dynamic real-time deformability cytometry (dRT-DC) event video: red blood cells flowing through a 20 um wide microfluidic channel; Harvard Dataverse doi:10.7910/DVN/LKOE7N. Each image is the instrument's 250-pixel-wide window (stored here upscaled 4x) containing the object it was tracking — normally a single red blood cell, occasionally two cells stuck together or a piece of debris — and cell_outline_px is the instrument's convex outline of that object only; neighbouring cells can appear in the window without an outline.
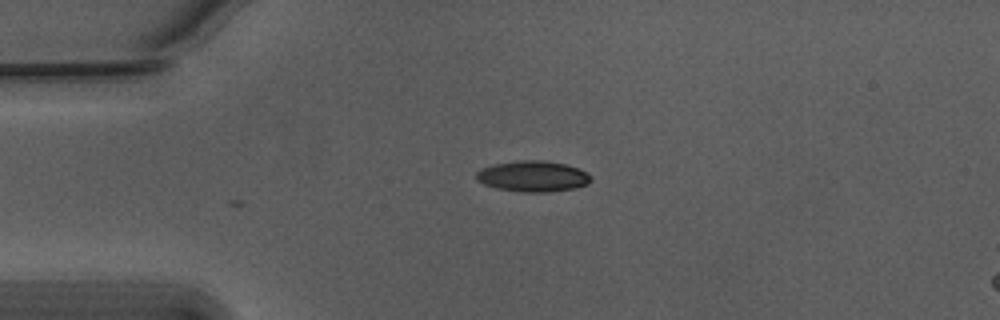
{"species": "Egyptian fruit bat (a non-hibernating species)", "species_latin": "Rousettus aegyptiacus", "temperature_condition": "warm", "stored_images_in_passage": 21, "camera_frame_rate_fps": 3000, "um_per_image_px": 0.085, "animal": {"sex": "male"}, "frame": {"image": 1, "passage_image": 1, "time_ms": 0.0, "image_size_px": [1000, 320], "cell_outline_px": [[592, 180], [588, 184], [572, 188], [548, 192], [524, 192], [496, 188], [484, 184], [476, 180], [476, 172], [480, 168], [492, 164], [516, 160], [540, 160], [564, 164], [588, 172], [592, 176]], "centroid_in_image_um": [45.26, 14.98], "position_along_channel_um": 39.7, "area_um2": 20.69}}
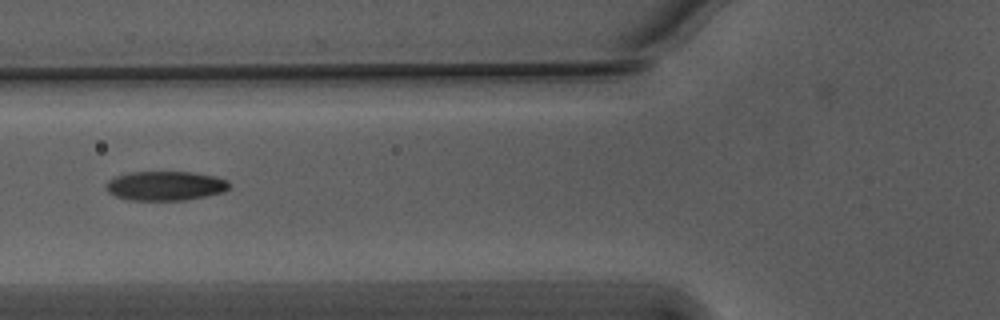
{"frame": {"image": 2, "passage_image": 9, "time_ms": 2.667, "image_size_px": [1000, 320], "cell_outline_px": [[228, 188], [224, 192], [184, 200], [132, 200], [116, 196], [108, 192], [108, 180], [116, 176], [132, 172], [192, 172], [216, 176], [228, 180]], "centroid_in_image_um": [14.09, 15.79], "position_along_channel_um": 111.7, "area_um2": 20.81}}
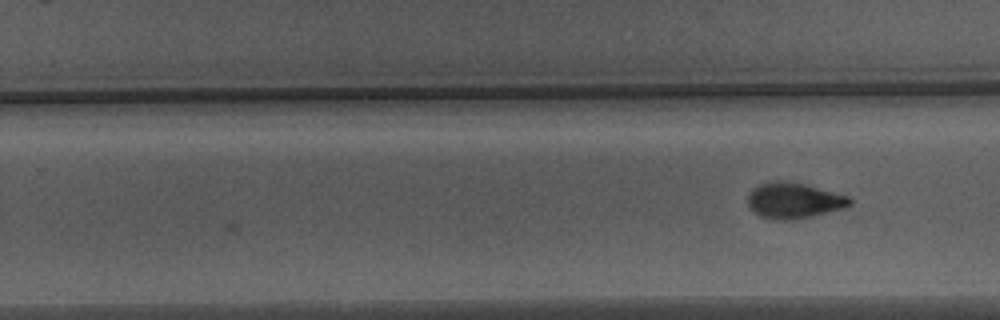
{"frame": {"image": 3, "passage_image": 21, "time_ms": 6.667, "image_size_px": [1000, 320], "cell_outline_px": [[852, 204], [844, 208], [808, 216], [784, 220], [776, 220], [760, 216], [748, 204], [748, 192], [756, 184], [776, 180], [804, 184], [848, 196], [852, 200]], "centroid_in_image_um": [67.44, 17.02], "position_along_channel_um": 262.4, "area_um2": 20.87}}